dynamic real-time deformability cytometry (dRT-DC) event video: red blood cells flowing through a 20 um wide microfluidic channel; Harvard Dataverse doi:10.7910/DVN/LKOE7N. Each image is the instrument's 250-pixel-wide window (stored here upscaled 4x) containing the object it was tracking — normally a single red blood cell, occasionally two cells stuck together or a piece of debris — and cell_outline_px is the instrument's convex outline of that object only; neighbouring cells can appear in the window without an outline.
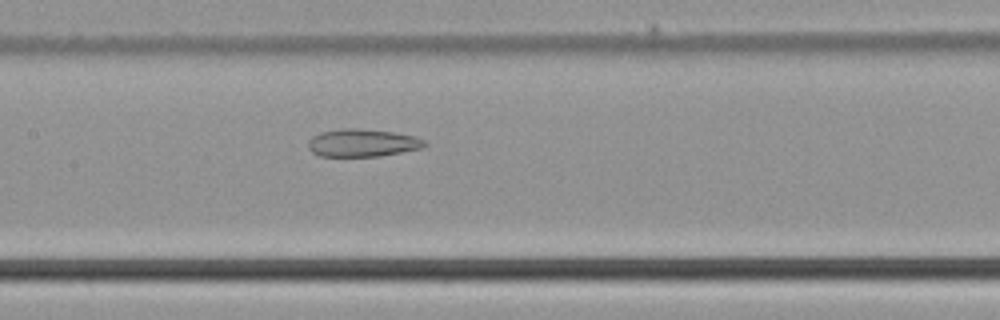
{"species": "common noctule bat (a hibernating species)", "species_latin": "Nyctalus noctula", "temperature_condition": "cold", "stored_images_in_passage": 41, "camera_frame_rate_fps": 3000, "um_per_image_px": 0.085, "animal": {"sex": "male", "body_mass_g": 21.5, "forearm_length_mm": 52.0}, "frame": {"image": 1, "passage_image": 21, "time_ms": 6.667, "image_size_px": [1000, 320], "cell_outline_px": [[428, 144], [424, 148], [380, 156], [320, 156], [312, 152], [308, 148], [308, 140], [312, 136], [320, 132], [344, 128], [356, 128], [392, 132], [416, 136], [424, 140]], "centroid_in_image_um": [30.82, 12.14], "position_along_channel_um": 176.6, "area_um2": 18.9}}
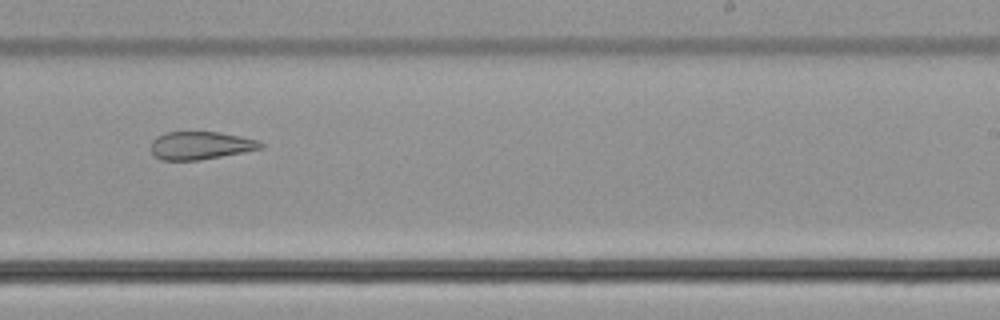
{"frame": {"image": 2, "passage_image": 28, "time_ms": 9.0, "image_size_px": [1000, 320], "cell_outline_px": [[264, 148], [200, 160], [160, 160], [152, 152], [152, 140], [156, 136], [164, 132], [216, 132], [240, 136], [260, 140], [264, 144]], "centroid_in_image_um": [17.06, 12.36], "position_along_channel_um": 271.9, "area_um2": 17.86}}
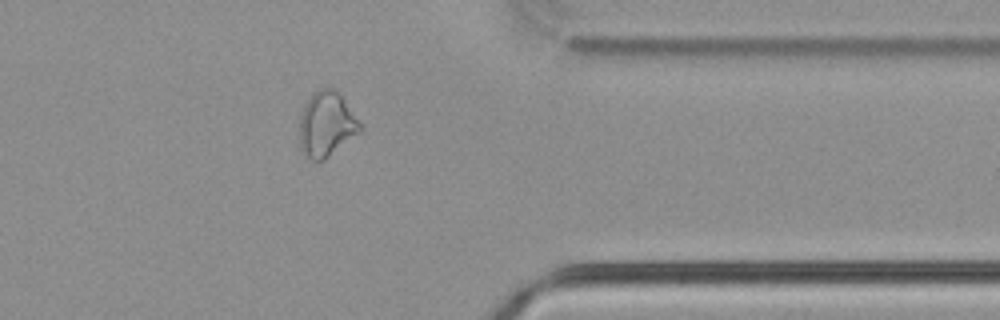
{"frame": {"image": 3, "passage_image": 37, "time_ms": 12.0, "image_size_px": [1000, 320], "cell_outline_px": [[364, 128], [360, 132], [324, 160], [312, 160], [304, 156], [300, 152], [300, 116], [304, 104], [312, 92], [320, 88], [332, 88], [344, 100]], "centroid_in_image_um": [27.72, 10.58], "position_along_channel_um": 383.7, "area_um2": 22.89}}